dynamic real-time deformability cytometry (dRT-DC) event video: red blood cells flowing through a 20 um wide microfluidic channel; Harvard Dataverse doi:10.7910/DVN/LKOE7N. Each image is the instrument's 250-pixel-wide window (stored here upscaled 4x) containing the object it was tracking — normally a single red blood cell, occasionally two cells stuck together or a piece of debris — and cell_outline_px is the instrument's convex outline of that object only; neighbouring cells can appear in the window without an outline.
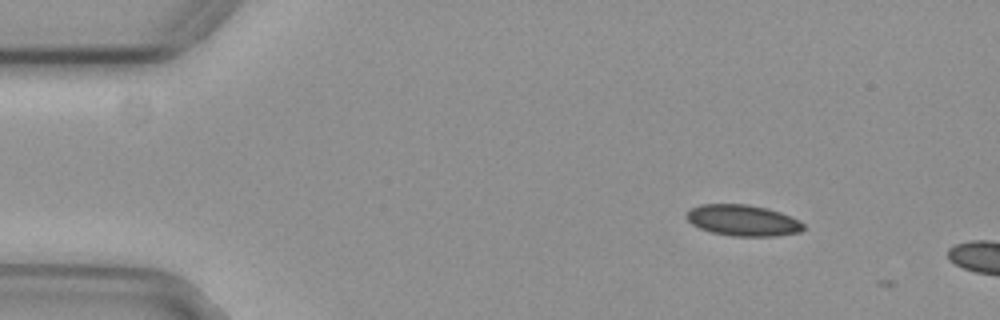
{"species": "common noctule bat (a hibernating species)", "species_latin": "Nyctalus noctula", "temperature_condition": "cold", "stored_images_in_passage": 6, "camera_frame_rate_fps": 3000, "um_per_image_px": 0.085, "animal": {"sex": "female", "body_mass_g": 29.2, "forearm_length_mm": 56.3}, "frame": {"image": 1, "passage_image": 1, "time_ms": 0.0, "image_size_px": [1000, 320], "cell_outline_px": [[804, 228], [800, 232], [776, 236], [732, 236], [712, 232], [700, 228], [692, 224], [684, 216], [692, 208], [700, 204], [748, 204], [768, 208], [780, 212], [800, 220], [804, 224]], "centroid_in_image_um": [63.16, 18.73], "position_along_channel_um": 21.8, "area_um2": 21.27}}